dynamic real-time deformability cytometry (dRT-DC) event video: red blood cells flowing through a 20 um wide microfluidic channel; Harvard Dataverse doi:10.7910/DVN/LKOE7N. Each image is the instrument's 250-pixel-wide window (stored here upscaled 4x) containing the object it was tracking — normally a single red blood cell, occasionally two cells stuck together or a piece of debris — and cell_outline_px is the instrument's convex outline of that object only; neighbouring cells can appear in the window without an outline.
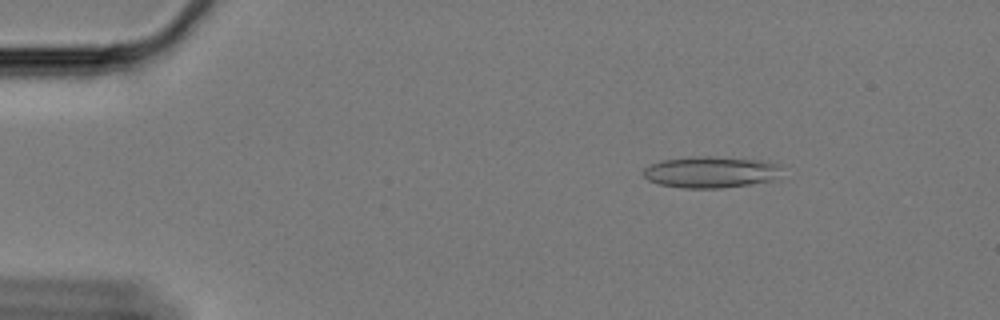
{"species": "Egyptian fruit bat (a non-hibernating species)", "species_latin": "Rousettus aegyptiacus", "temperature_condition": "cold", "stored_images_in_passage": 59, "camera_frame_rate_fps": 3000, "um_per_image_px": 0.085, "animal": {"sex": "female"}, "frame": {"image": 1, "passage_image": 8, "time_ms": 2.333, "image_size_px": [1000, 320], "cell_outline_px": [[788, 164], [776, 180], [720, 188], [680, 188], [660, 184], [648, 180], [644, 176], [644, 168], [660, 160], [688, 156], [716, 156], [760, 160]], "centroid_in_image_um": [60.52, 14.61], "position_along_channel_um": 24.5, "area_um2": 26.01}}
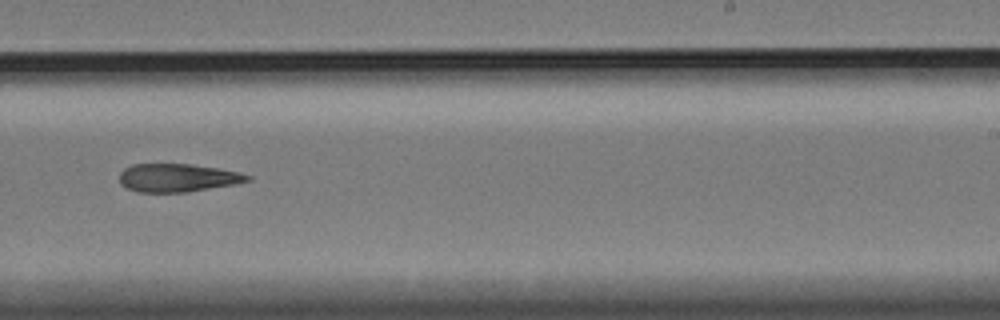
{"frame": {"image": 2, "passage_image": 37, "time_ms": 12.0, "image_size_px": [1000, 320], "cell_outline_px": [[252, 180], [236, 184], [188, 192], [136, 192], [120, 184], [120, 172], [124, 168], [132, 164], [192, 164], [220, 168], [240, 172], [252, 176]], "centroid_in_image_um": [15.13, 15.11], "position_along_channel_um": 273.9, "area_um2": 21.27}}
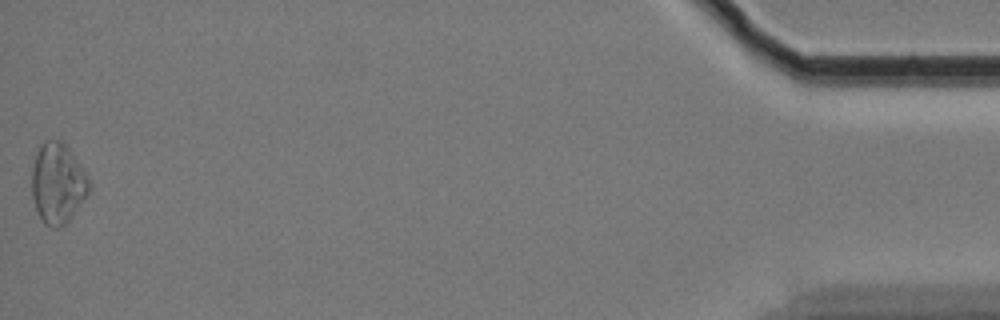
{"frame": {"image": 3, "passage_image": 59, "time_ms": 19.333, "image_size_px": [1000, 320], "cell_outline_px": [[92, 188], [88, 196], [72, 216], [60, 228], [52, 228], [44, 224], [36, 208], [32, 196], [32, 168], [36, 152], [40, 144], [44, 140], [64, 140], [88, 176], [92, 184]], "centroid_in_image_um": [4.93, 15.56], "position_along_channel_um": 430.3, "area_um2": 27.34}, "authors_computed_cell_mechanics": {"area_um2": 23.2934, "velocity_mm_per_s": 3.3465, "shape_relaxation_time_tau1_ms": null, "shape_relaxation_time_tau2_ms": 6.8664, "deformation_change_tau1": null, "deformation_change_tau2": 0.1833}}